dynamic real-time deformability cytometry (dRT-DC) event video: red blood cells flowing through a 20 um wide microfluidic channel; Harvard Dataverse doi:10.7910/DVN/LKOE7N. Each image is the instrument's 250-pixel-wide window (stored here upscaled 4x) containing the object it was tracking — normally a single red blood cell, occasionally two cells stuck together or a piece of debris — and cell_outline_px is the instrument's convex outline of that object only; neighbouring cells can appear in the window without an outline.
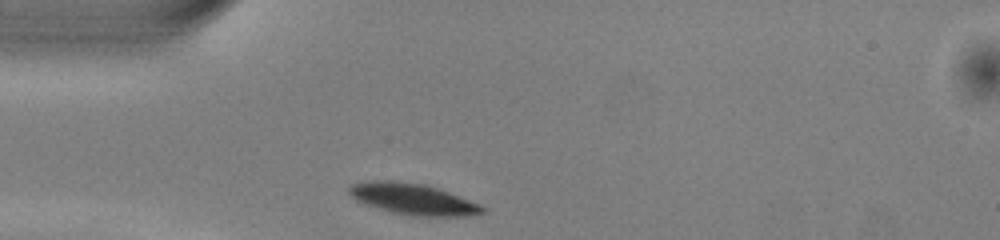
{"species": "common noctule bat (a hibernating species)", "species_latin": "Nyctalus noctula", "temperature_condition": "warm", "stored_images_in_passage": 38, "camera_frame_rate_fps": 3000, "um_per_image_px": 0.085, "animal": {"sex": "male", "body_mass_g": 13.0, "forearm_length_mm": 53.1}, "frame": {"image": 1, "passage_image": 1, "time_ms": 0.0, "image_size_px": [1000, 240], "cell_outline_px": [[488, 212], [468, 216], [412, 216], [392, 212], [364, 204], [356, 200], [348, 192], [348, 188], [352, 184], [372, 180], [392, 180], [424, 184], [448, 192], [480, 204]], "centroid_in_image_um": [35.1, 16.92], "position_along_channel_um": 49.9, "area_um2": 24.16}}
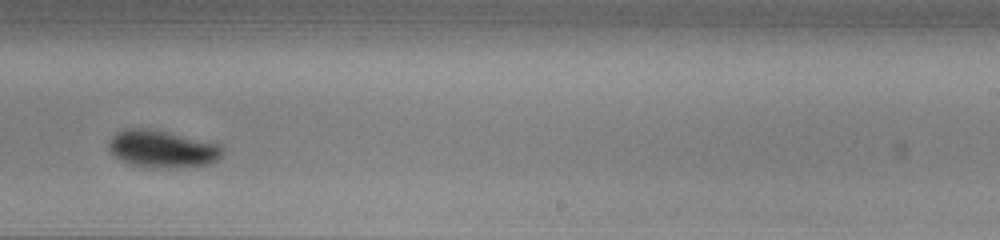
{"frame": {"image": 2, "passage_image": 19, "time_ms": 6.0, "image_size_px": [1000, 240], "cell_outline_px": [[224, 152], [212, 164], [168, 168], [128, 164], [120, 160], [108, 148], [108, 140], [116, 132], [124, 128], [148, 128], [168, 132], [220, 144], [224, 148]], "centroid_in_image_um": [13.78, 12.64], "position_along_channel_um": 275.2, "area_um2": 24.74}}
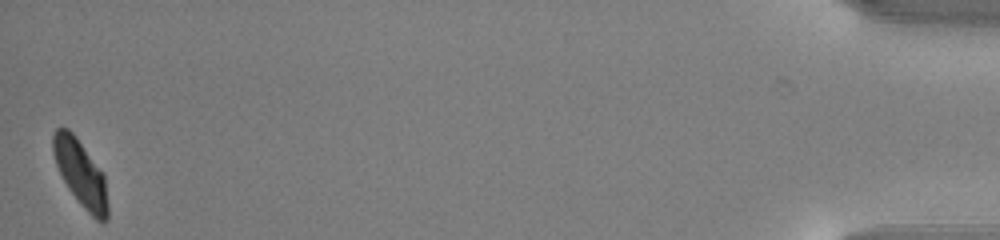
{"frame": {"image": 3, "passage_image": 38, "time_ms": 12.333, "image_size_px": [1000, 240], "cell_outline_px": [[108, 220], [104, 224], [96, 220], [80, 204], [68, 188], [56, 164], [52, 152], [52, 136], [56, 128], [68, 128], [76, 136], [104, 172], [108, 204]], "centroid_in_image_um": [6.88, 14.75], "position_along_channel_um": 428.3, "area_um2": 21.44}, "authors_computed_cell_mechanics": {"area_um2": 24.0448, "velocity_mm_per_s": 3.9645, "shape_relaxation_time_tau1_ms": 1.4933, "shape_relaxation_time_tau2_ms": null, "deformation_change_tau1": 0.1216, "deformation_change_tau2": null}}